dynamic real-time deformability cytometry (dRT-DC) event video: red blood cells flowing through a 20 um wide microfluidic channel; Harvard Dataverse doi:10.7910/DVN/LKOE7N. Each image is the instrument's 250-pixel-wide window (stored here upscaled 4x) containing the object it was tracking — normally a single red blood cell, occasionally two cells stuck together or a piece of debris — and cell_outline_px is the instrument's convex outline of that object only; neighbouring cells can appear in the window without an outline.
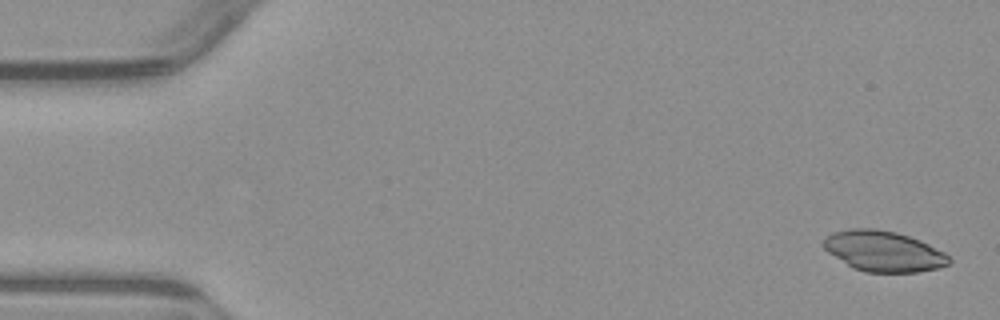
{"species": "common noctule bat (a hibernating species)", "species_latin": "Nyctalus noctula", "temperature_condition": "warm", "stored_images_in_passage": 5, "camera_frame_rate_fps": 3000, "um_per_image_px": 0.085, "animal": {"sex": "male", "body_mass_g": 23.1, "forearm_length_mm": 52.7}, "frame": {"image": 1, "passage_image": 1, "time_ms": 0.0, "image_size_px": [1000, 320], "cell_outline_px": [[952, 260], [948, 264], [940, 268], [916, 272], [864, 272], [852, 268], [828, 252], [824, 248], [824, 240], [832, 232], [852, 228], [876, 228], [896, 232], [920, 240], [944, 252]], "centroid_in_image_um": [75.11, 21.35], "position_along_channel_um": 9.9, "area_um2": 29.65}}